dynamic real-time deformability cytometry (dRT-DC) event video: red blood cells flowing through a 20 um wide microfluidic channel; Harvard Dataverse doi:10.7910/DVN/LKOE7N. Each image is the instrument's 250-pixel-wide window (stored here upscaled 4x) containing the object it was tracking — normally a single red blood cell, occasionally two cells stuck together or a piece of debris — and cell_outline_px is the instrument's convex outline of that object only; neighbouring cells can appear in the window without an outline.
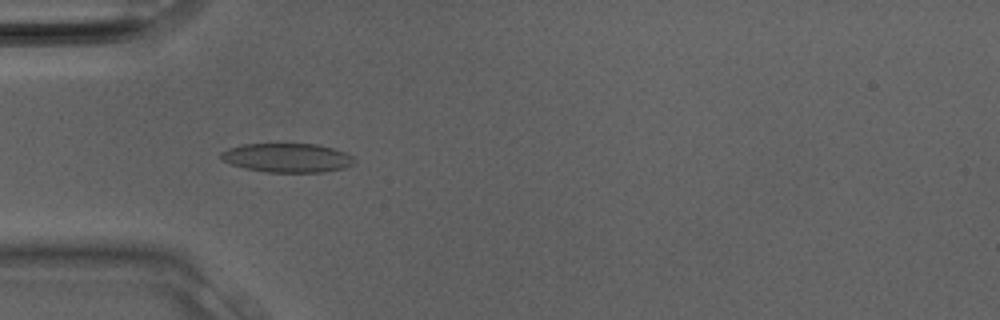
{"species": "Egyptian fruit bat (a non-hibernating species)", "species_latin": "Rousettus aegyptiacus", "temperature_condition": "room temperature", "stored_images_in_passage": 23, "camera_frame_rate_fps": 3000, "um_per_image_px": 0.085, "animal": {"sex": "male"}, "frame": {"image": 1, "passage_image": 10, "time_ms": 3.0, "image_size_px": [1000, 320], "cell_outline_px": [[356, 164], [344, 168], [324, 172], [268, 172], [244, 168], [232, 164], [224, 160], [220, 156], [220, 152], [228, 148], [244, 144], [320, 144], [344, 152], [352, 156], [356, 160]], "centroid_in_image_um": [24.46, 13.41], "position_along_channel_um": 60.5, "area_um2": 22.6}}
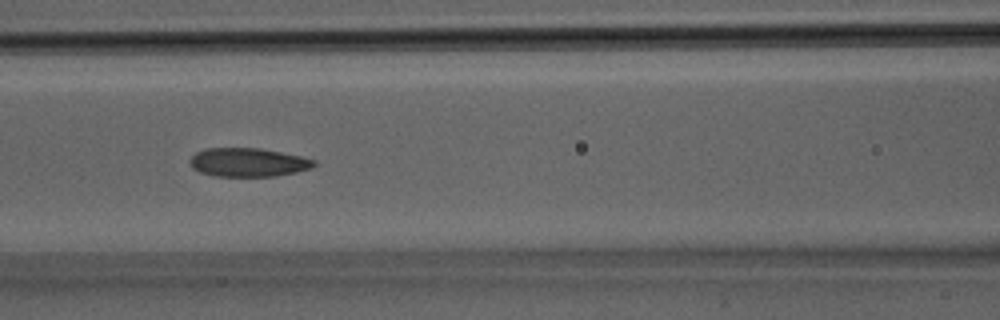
{"frame": {"image": 2, "passage_image": 14, "time_ms": 4.333, "image_size_px": [1000, 320], "cell_outline_px": [[316, 164], [312, 168], [296, 172], [276, 176], [212, 176], [200, 172], [192, 168], [188, 160], [196, 152], [204, 148], [260, 148], [300, 156], [316, 160]], "centroid_in_image_um": [21.06, 13.8], "position_along_channel_um": 145.5, "area_um2": 20.87}}
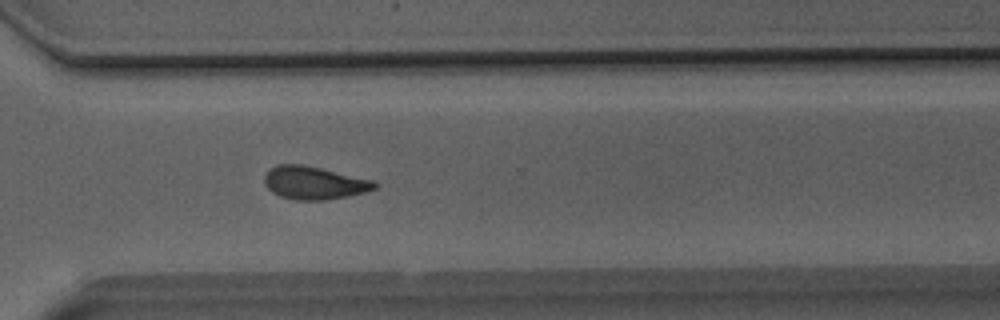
{"frame": {"image": 3, "passage_image": 23, "time_ms": 7.333, "image_size_px": [1000, 320], "cell_outline_px": [[380, 184], [376, 188], [364, 192], [348, 196], [324, 200], [296, 200], [280, 196], [272, 192], [264, 184], [264, 176], [276, 164], [300, 164], [320, 168], [376, 180]], "centroid_in_image_um": [26.73, 15.54], "position_along_channel_um": 343.9, "area_um2": 21.21}}